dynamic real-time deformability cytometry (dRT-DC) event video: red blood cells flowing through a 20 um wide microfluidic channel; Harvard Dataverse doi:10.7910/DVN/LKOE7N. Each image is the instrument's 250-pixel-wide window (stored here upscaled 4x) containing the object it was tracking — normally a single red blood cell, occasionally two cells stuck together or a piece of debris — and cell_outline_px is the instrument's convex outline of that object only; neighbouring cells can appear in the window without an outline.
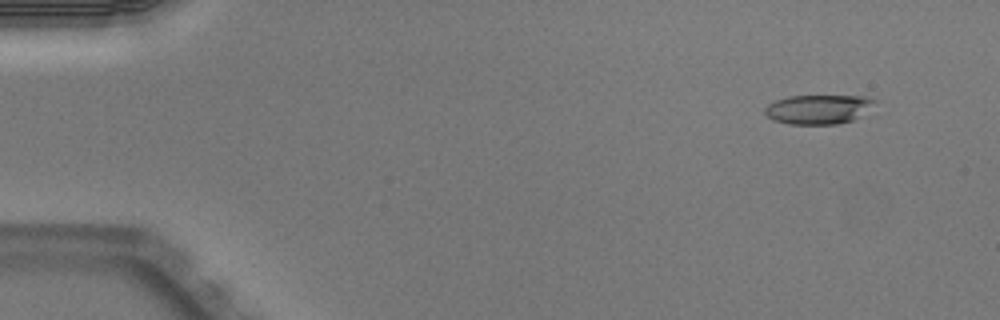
{"species": "Egyptian fruit bat (a non-hibernating species)", "species_latin": "Rousettus aegyptiacus", "temperature_condition": "warm", "stored_images_in_passage": 49, "camera_frame_rate_fps": 3000, "um_per_image_px": 0.085, "animal": {"sex": "male"}, "frame": {"image": 1, "passage_image": 2, "time_ms": 0.333, "image_size_px": [1000, 320], "cell_outline_px": [[876, 100], [852, 120], [836, 124], [788, 124], [772, 120], [764, 112], [764, 108], [768, 104], [776, 100], [788, 96], [864, 96]], "centroid_in_image_um": [69.44, 9.29], "position_along_channel_um": 15.6, "area_um2": 18.32}}
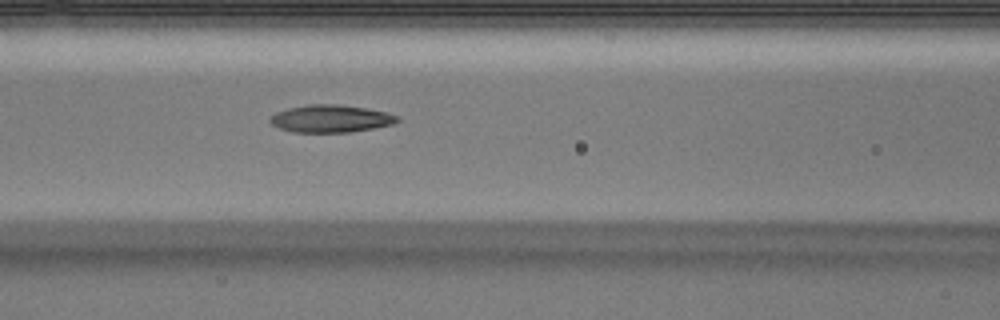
{"frame": {"image": 2, "passage_image": 20, "time_ms": 6.333, "image_size_px": [1000, 320], "cell_outline_px": [[400, 120], [392, 124], [372, 128], [348, 132], [292, 132], [280, 128], [272, 124], [268, 120], [276, 112], [288, 108], [308, 104], [336, 104], [368, 108], [388, 112], [396, 116]], "centroid_in_image_um": [28.1, 10.07], "position_along_channel_um": 138.5, "area_um2": 20.29}}
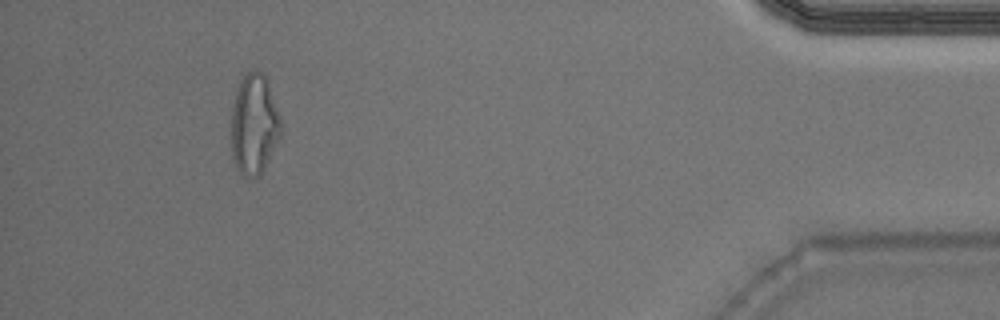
{"frame": {"image": 3, "passage_image": 45, "time_ms": 14.667, "image_size_px": [1000, 320], "cell_outline_px": [[280, 136], [260, 176], [244, 176], [236, 168], [232, 156], [232, 104], [236, 88], [240, 80], [252, 68], [260, 72], [268, 80], [280, 116]], "centroid_in_image_um": [21.59, 10.54], "position_along_channel_um": 413.6, "area_um2": 28.96}, "authors_computed_cell_mechanics": {"area_um2": 20.2878, "velocity_mm_per_s": 4.0081, "shape_relaxation_time_tau1_ms": 7.4412, "shape_relaxation_time_tau2_ms": 3.0034, "deformation_change_tau1": 0.251, "deformation_change_tau2": 0.1249}}